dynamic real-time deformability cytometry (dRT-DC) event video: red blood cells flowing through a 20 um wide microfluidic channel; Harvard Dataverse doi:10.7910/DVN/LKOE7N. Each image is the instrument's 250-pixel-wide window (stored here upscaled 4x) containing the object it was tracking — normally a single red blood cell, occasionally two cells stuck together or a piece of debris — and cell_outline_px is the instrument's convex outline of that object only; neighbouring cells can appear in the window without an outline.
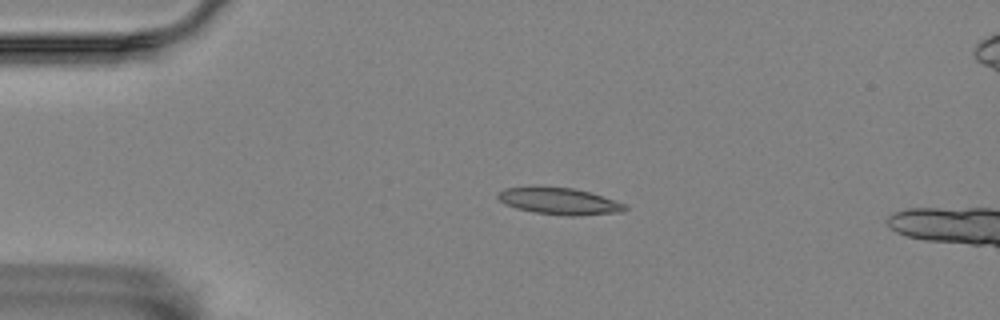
{"species": "Egyptian fruit bat (a non-hibernating species)", "species_latin": "Rousettus aegyptiacus", "temperature_condition": "room temperature", "stored_images_in_passage": 3, "camera_frame_rate_fps": 3000, "um_per_image_px": 0.085, "animal": {"sex": "female"}, "frame": {"image": 1, "passage_image": 2, "time_ms": 0.333, "image_size_px": [1000, 320], "cell_outline_px": [[628, 208], [620, 212], [572, 216], [568, 216], [532, 212], [516, 208], [504, 204], [496, 196], [504, 188], [532, 184], [572, 188], [588, 192], [628, 204]], "centroid_in_image_um": [47.47, 17.06], "position_along_channel_um": 37.5, "area_um2": 20.29}}